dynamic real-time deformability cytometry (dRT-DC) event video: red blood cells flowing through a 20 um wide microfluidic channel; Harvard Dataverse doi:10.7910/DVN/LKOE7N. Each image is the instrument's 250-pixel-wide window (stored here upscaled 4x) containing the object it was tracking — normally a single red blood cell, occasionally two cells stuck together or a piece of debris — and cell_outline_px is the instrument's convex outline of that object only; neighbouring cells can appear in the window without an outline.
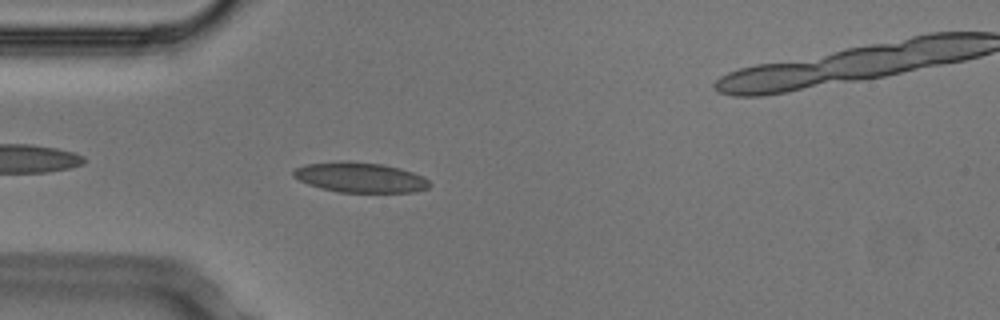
{"species": "Egyptian fruit bat (a non-hibernating species)", "species_latin": "Rousettus aegyptiacus", "temperature_condition": "cold", "stored_images_in_passage": 44, "camera_frame_rate_fps": 3000, "um_per_image_px": 0.085, "animal": {"sex": "male"}, "frame": {"image": 1, "passage_image": 5, "time_ms": 1.333, "image_size_px": [1000, 320], "cell_outline_px": [[432, 184], [428, 188], [416, 192], [340, 192], [308, 184], [292, 176], [292, 172], [296, 168], [308, 164], [344, 160], [380, 164], [400, 168], [424, 176]], "centroid_in_image_um": [30.65, 15.08], "position_along_channel_um": 54.4, "area_um2": 23.76}}
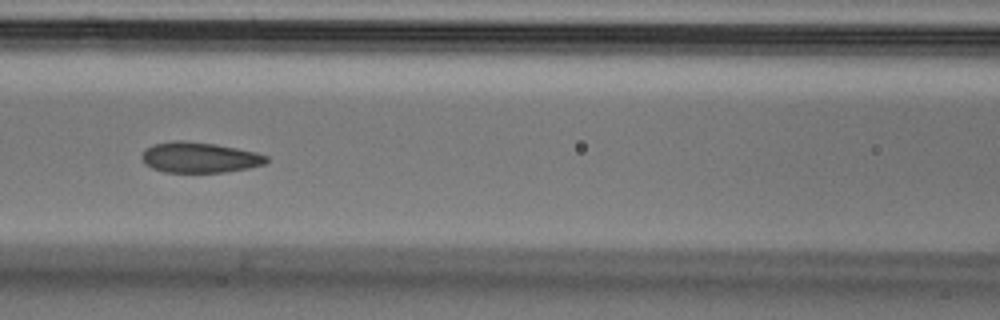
{"frame": {"image": 2, "passage_image": 13, "time_ms": 4.0, "image_size_px": [1000, 320], "cell_outline_px": [[268, 160], [264, 164], [248, 168], [224, 172], [164, 172], [152, 168], [144, 164], [140, 156], [144, 148], [152, 144], [176, 140], [184, 140], [216, 144], [256, 152], [268, 156]], "centroid_in_image_um": [16.91, 13.37], "position_along_channel_um": 149.7, "area_um2": 22.37}}
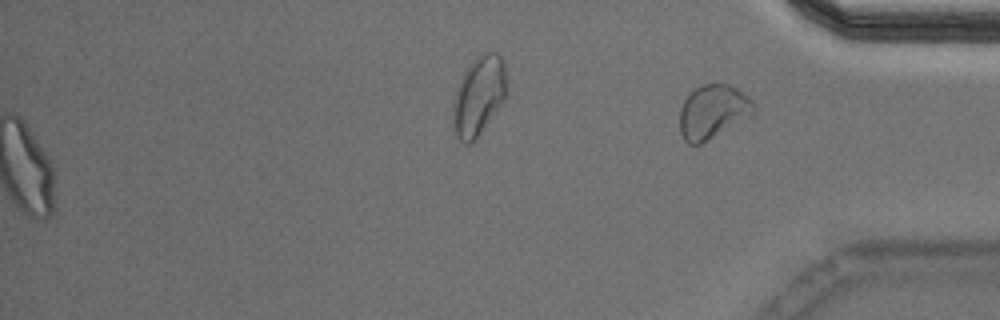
{"frame": {"image": 3, "passage_image": 44, "time_ms": 14.333, "image_size_px": [1000, 320], "cell_outline_px": [[756, 112], [752, 116], [700, 144], [688, 144], [684, 140], [680, 132], [680, 108], [684, 100], [692, 88], [700, 84], [728, 84], [736, 88], [748, 96], [756, 104]], "centroid_in_image_um": [60.6, 9.48], "position_along_channel_um": 374.6, "area_um2": 23.52}, "authors_computed_cell_mechanics": {"area_um2": 23.3512, "velocity_mm_per_s": 3.7411, "shape_relaxation_time_tau1_ms": 6.6034, "shape_relaxation_time_tau2_ms": 1.2593, "deformation_change_tau1": 0.1507, "deformation_change_tau2": 0.0739}}